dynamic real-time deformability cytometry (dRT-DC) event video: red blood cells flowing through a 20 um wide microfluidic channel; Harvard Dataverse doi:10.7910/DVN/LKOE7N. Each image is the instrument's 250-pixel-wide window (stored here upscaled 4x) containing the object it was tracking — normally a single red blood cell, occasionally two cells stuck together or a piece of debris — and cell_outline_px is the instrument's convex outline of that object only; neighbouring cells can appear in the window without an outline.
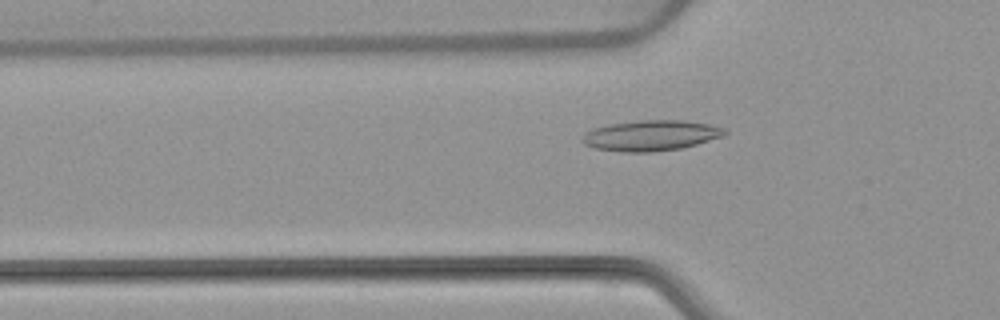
{"species": "common noctule bat (a hibernating species)", "species_latin": "Nyctalus noctula", "temperature_condition": "warm", "stored_images_in_passage": 54, "camera_frame_rate_fps": 3000, "um_per_image_px": 0.085, "animal": {"sex": "female", "body_mass_g": 22.7, "forearm_length_mm": 54.2}, "frame": {"image": 1, "passage_image": 18, "time_ms": 5.667, "image_size_px": [1000, 320], "cell_outline_px": [[728, 132], [724, 136], [696, 144], [680, 148], [652, 152], [624, 152], [596, 148], [584, 144], [580, 140], [584, 132], [592, 128], [608, 124], [640, 120], [684, 120], [708, 124], [724, 128]], "centroid_in_image_um": [55.29, 11.51], "position_along_channel_um": 70.5, "area_um2": 25.43}}
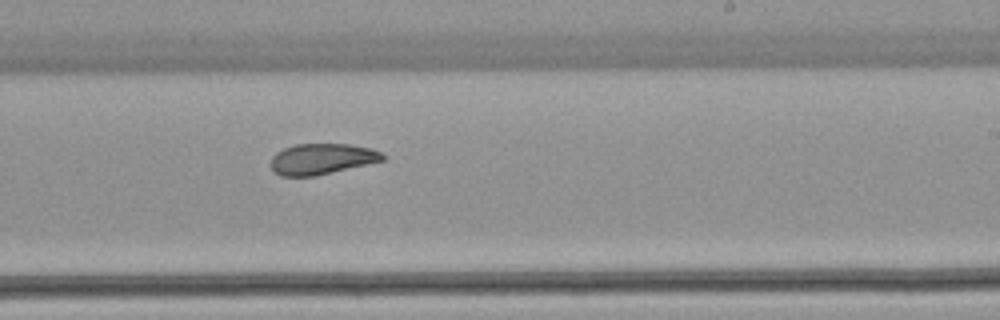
{"frame": {"image": 2, "passage_image": 33, "time_ms": 10.667, "image_size_px": [1000, 320], "cell_outline_px": [[384, 160], [312, 176], [280, 176], [272, 172], [272, 156], [276, 152], [284, 148], [296, 144], [348, 144], [372, 148], [380, 152], [384, 156]], "centroid_in_image_um": [27.31, 13.5], "position_along_channel_um": 261.7, "area_um2": 19.83}}
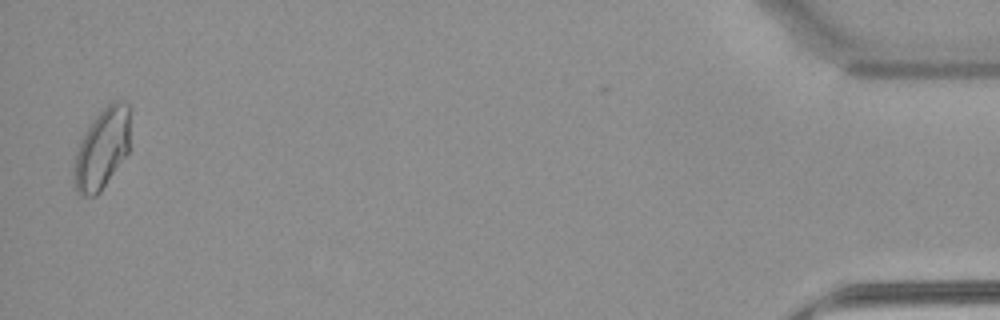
{"frame": {"image": 3, "passage_image": 53, "time_ms": 17.333, "image_size_px": [1000, 320], "cell_outline_px": [[128, 152], [100, 192], [96, 196], [80, 196], [76, 188], [72, 172], [72, 168], [76, 152], [80, 140], [92, 120], [112, 100], [120, 100], [128, 104]], "centroid_in_image_um": [8.63, 12.66], "position_along_channel_um": 426.6, "area_um2": 26.13}, "authors_computed_cell_mechanics": {"area_um2": 23.12, "velocity_mm_per_s": 3.8199, "shape_relaxation_time_tau1_ms": null, "shape_relaxation_time_tau2_ms": 2.2128, "deformation_change_tau1": null, "deformation_change_tau2": 0.0781}}